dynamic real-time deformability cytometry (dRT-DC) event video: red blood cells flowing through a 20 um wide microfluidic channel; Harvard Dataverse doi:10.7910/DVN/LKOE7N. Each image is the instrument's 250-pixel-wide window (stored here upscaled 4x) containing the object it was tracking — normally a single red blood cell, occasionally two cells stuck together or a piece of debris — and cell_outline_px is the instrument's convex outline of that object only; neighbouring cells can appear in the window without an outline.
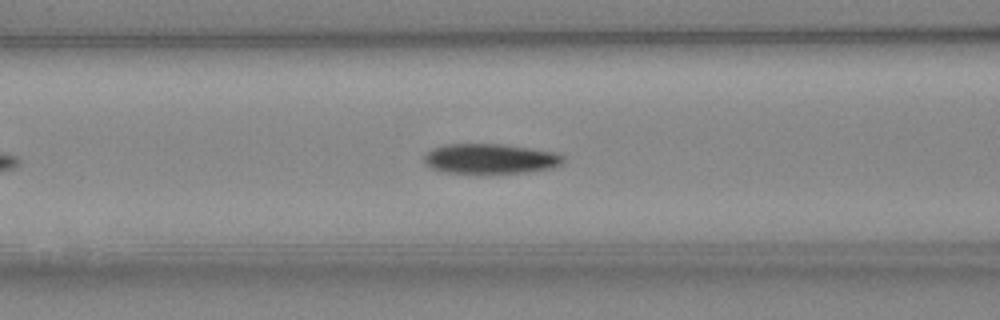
{"species": "Egyptian fruit bat (a non-hibernating species)", "species_latin": "Rousettus aegyptiacus", "temperature_condition": "cold", "stored_images_in_passage": 27, "camera_frame_rate_fps": 3000, "um_per_image_px": 0.085, "animal": {"sex": "female"}, "frame": {"image": 1, "passage_image": 11, "time_ms": 3.333, "image_size_px": [1000, 320], "cell_outline_px": [[564, 164], [552, 168], [528, 172], [484, 176], [480, 176], [448, 172], [432, 168], [424, 160], [424, 156], [432, 148], [448, 144], [500, 144], [528, 148], [552, 152], [564, 156]], "centroid_in_image_um": [41.69, 13.54], "position_along_channel_um": 124.9, "area_um2": 24.97}}
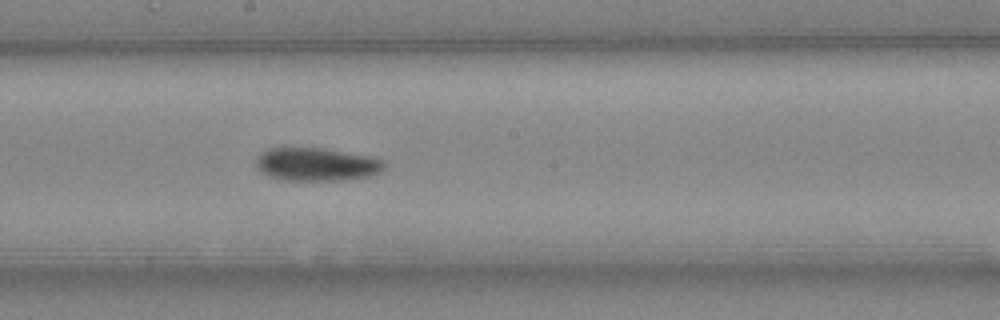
{"frame": {"image": 2, "passage_image": 18, "time_ms": 5.667, "image_size_px": [1000, 320], "cell_outline_px": [[388, 164], [384, 172], [372, 176], [344, 180], [284, 180], [268, 176], [260, 172], [256, 168], [256, 156], [260, 152], [268, 148], [324, 148], [372, 156], [384, 160]], "centroid_in_image_um": [26.96, 13.97], "position_along_channel_um": 221.2, "area_um2": 25.43}}
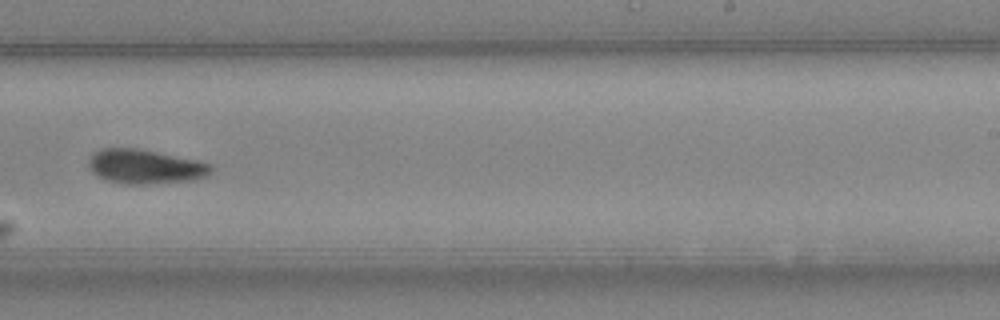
{"frame": {"image": 3, "passage_image": 22, "time_ms": 7.0, "image_size_px": [1000, 320], "cell_outline_px": [[212, 168], [204, 176], [196, 180], [148, 184], [128, 184], [108, 180], [92, 172], [88, 168], [88, 160], [100, 148], [136, 148], [196, 160], [212, 164]], "centroid_in_image_um": [12.32, 14.16], "position_along_channel_um": 276.7, "area_um2": 24.16}}